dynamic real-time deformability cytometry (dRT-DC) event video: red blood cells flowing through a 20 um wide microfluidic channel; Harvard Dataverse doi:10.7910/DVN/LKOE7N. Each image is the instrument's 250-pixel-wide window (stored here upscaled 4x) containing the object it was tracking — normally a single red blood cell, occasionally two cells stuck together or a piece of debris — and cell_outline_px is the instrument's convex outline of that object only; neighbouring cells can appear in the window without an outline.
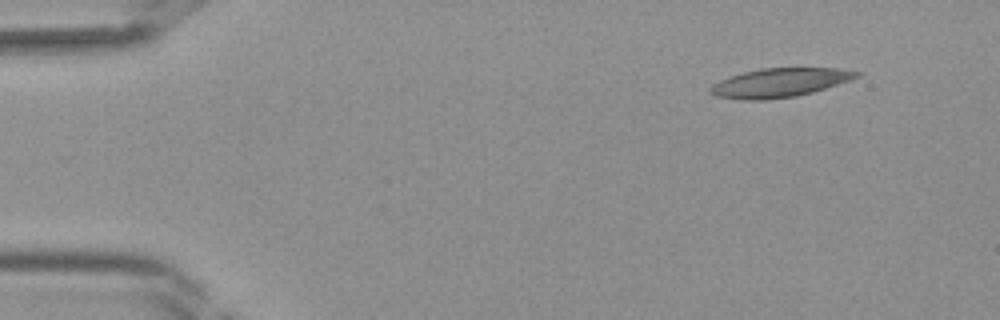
{"species": "Egyptian fruit bat (a non-hibernating species)", "species_latin": "Rousettus aegyptiacus", "temperature_condition": "room temperature", "stored_images_in_passage": 38, "camera_frame_rate_fps": 3000, "um_per_image_px": 0.085, "frame": {"image": 1, "passage_image": 1, "time_ms": 0.0, "image_size_px": [1000, 320], "cell_outline_px": [[860, 76], [812, 92], [796, 96], [768, 100], [744, 100], [716, 96], [712, 92], [712, 84], [720, 80], [744, 72], [760, 68], [840, 68], [860, 72]], "centroid_in_image_um": [66.28, 7.03], "position_along_channel_um": 18.7, "area_um2": 24.28}}
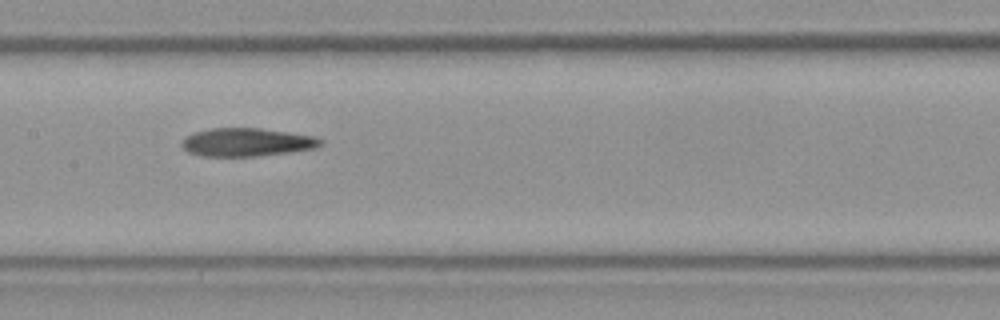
{"frame": {"image": 2, "passage_image": 17, "time_ms": 5.333, "image_size_px": [1000, 320], "cell_outline_px": [[324, 144], [316, 148], [292, 152], [260, 156], [200, 156], [188, 152], [180, 144], [188, 136], [196, 132], [212, 128], [260, 128], [312, 136], [324, 140]], "centroid_in_image_um": [21.02, 12.1], "position_along_channel_um": 186.4, "area_um2": 22.77}}
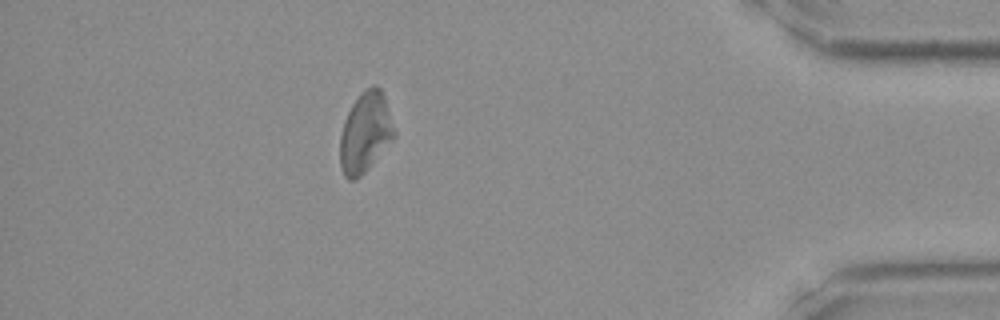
{"frame": {"image": 3, "passage_image": 33, "time_ms": 10.667, "image_size_px": [1000, 320], "cell_outline_px": [[396, 136], [368, 168], [356, 180], [348, 180], [344, 176], [340, 168], [340, 136], [344, 120], [352, 104], [360, 92], [364, 88], [372, 84], [376, 84], [380, 88], [384, 96], [396, 132]], "centroid_in_image_um": [31.04, 11.24], "position_along_channel_um": 404.2, "area_um2": 25.49}}